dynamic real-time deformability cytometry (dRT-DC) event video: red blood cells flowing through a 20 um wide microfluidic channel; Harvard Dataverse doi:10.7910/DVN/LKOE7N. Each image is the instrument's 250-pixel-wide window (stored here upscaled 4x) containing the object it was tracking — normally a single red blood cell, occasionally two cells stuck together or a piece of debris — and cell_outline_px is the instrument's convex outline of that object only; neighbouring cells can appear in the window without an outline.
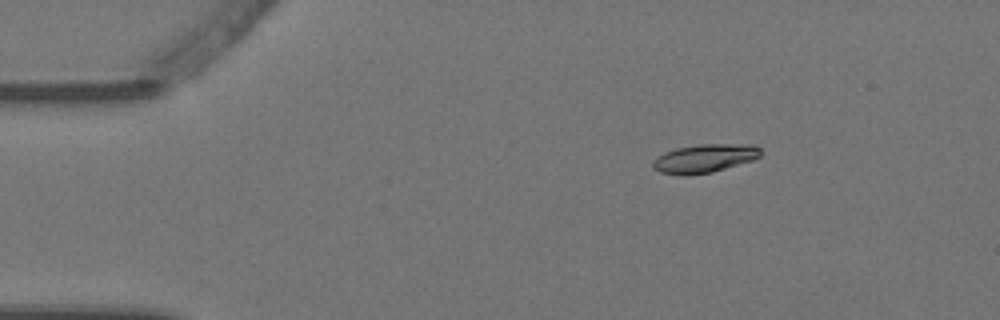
{"species": "Egyptian fruit bat (a non-hibernating species)", "species_latin": "Rousettus aegyptiacus", "temperature_condition": "warm", "stored_images_in_passage": 3, "camera_frame_rate_fps": 3000, "um_per_image_px": 0.085, "animal": {"sex": "female"}, "frame": {"image": 1, "passage_image": 1, "time_ms": 0.0, "image_size_px": [1000, 320], "cell_outline_px": [[760, 156], [752, 160], [712, 172], [688, 176], [684, 176], [660, 172], [652, 168], [652, 160], [664, 152], [676, 148], [700, 144], [756, 144], [760, 148]], "centroid_in_image_um": [59.85, 13.46], "position_along_channel_um": 25.1, "area_um2": 18.03}}